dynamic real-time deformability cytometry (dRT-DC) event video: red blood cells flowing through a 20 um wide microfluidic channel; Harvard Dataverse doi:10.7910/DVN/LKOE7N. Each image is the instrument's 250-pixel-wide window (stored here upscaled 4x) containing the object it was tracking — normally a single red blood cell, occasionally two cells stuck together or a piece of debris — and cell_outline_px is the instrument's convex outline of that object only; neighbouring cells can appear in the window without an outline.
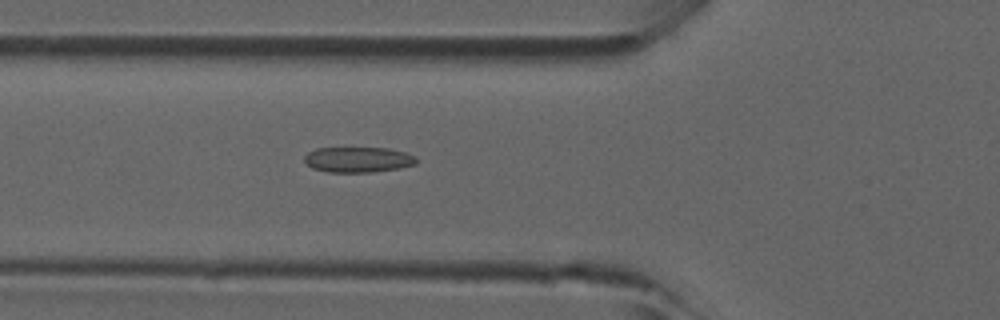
{"species": "common noctule bat (a hibernating species)", "species_latin": "Nyctalus noctula", "temperature_condition": "room temperature", "stored_images_in_passage": 28, "camera_frame_rate_fps": 3000, "um_per_image_px": 0.085, "animal": {"sex": "male", "forearm_length_mm": 52.5}, "frame": {"image": 1, "passage_image": 13, "time_ms": 4.0, "image_size_px": [1000, 320], "cell_outline_px": [[416, 164], [400, 168], [372, 172], [328, 172], [312, 168], [304, 160], [304, 156], [308, 152], [316, 148], [388, 148], [404, 152], [416, 156]], "centroid_in_image_um": [30.43, 13.57], "position_along_channel_um": 95.4, "area_um2": 16.59}}
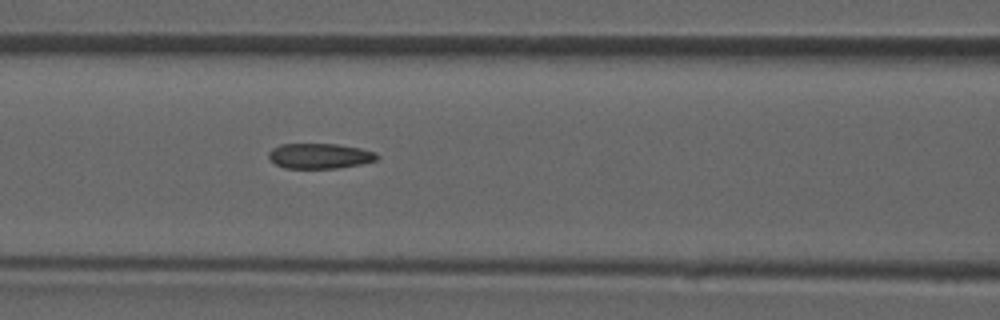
{"frame": {"image": 2, "passage_image": 16, "time_ms": 5.0, "image_size_px": [1000, 320], "cell_outline_px": [[380, 156], [376, 160], [360, 164], [336, 168], [284, 168], [276, 164], [268, 156], [268, 152], [272, 148], [280, 144], [336, 144], [360, 148], [376, 152]], "centroid_in_image_um": [27.17, 13.25], "position_along_channel_um": 139.4, "area_um2": 15.9}}